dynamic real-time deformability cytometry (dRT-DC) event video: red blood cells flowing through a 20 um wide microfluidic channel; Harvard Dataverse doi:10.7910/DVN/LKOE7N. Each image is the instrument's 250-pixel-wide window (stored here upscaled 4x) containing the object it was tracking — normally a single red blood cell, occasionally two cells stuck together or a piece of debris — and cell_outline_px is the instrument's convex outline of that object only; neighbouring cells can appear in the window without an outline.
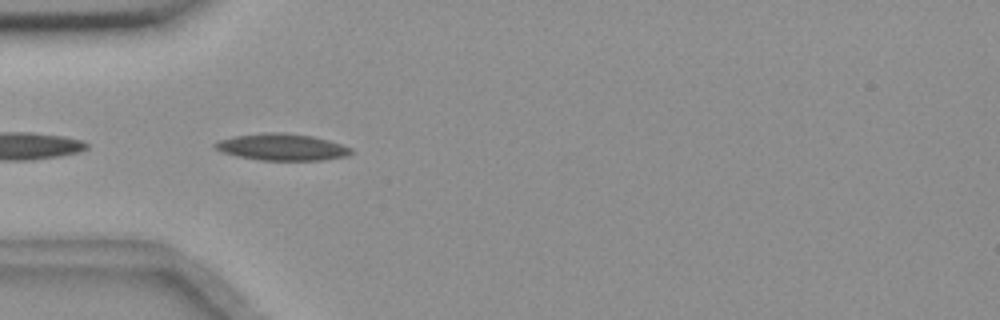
{"species": "common noctule bat (a hibernating species)", "species_latin": "Nyctalus noctula", "temperature_condition": "room temperature", "stored_images_in_passage": 9, "camera_frame_rate_fps": 3000, "um_per_image_px": 0.085, "animal": {"sex": "female", "body_mass_g": 18.4}, "frame": {"image": 1, "passage_image": 2, "time_ms": 0.333, "image_size_px": [1000, 320], "cell_outline_px": [[352, 152], [348, 156], [320, 160], [260, 160], [236, 156], [212, 148], [212, 144], [220, 140], [232, 136], [264, 132], [284, 132], [312, 136], [328, 140], [352, 148]], "centroid_in_image_um": [23.93, 12.49], "position_along_channel_um": 61.1, "area_um2": 21.27}}